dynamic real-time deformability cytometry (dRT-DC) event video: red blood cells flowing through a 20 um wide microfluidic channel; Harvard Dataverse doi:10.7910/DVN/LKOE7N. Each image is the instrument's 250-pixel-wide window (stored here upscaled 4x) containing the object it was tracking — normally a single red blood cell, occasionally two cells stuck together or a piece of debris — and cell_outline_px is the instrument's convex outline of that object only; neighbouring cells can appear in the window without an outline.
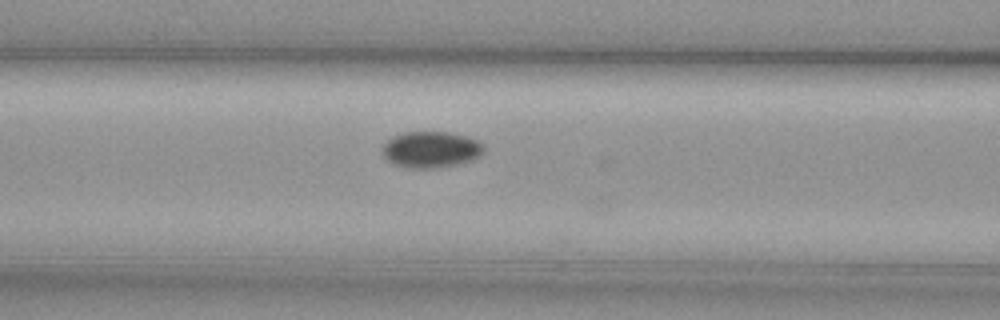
{"species": "common noctule bat (a hibernating species)", "species_latin": "Nyctalus noctula", "temperature_condition": "cold", "stored_images_in_passage": 18, "camera_frame_rate_fps": 3000, "um_per_image_px": 0.085, "animal": {"sex": "female", "body_mass_g": 29.2, "forearm_length_mm": 56.3}, "frame": {"image": 1, "passage_image": 16, "time_ms": 5.0, "image_size_px": [1000, 320], "cell_outline_px": [[484, 152], [468, 160], [456, 164], [432, 168], [404, 168], [388, 160], [380, 152], [384, 144], [392, 136], [404, 132], [448, 132], [468, 136], [484, 144]], "centroid_in_image_um": [36.59, 12.69], "position_along_channel_um": 130.0, "area_um2": 21.33}}